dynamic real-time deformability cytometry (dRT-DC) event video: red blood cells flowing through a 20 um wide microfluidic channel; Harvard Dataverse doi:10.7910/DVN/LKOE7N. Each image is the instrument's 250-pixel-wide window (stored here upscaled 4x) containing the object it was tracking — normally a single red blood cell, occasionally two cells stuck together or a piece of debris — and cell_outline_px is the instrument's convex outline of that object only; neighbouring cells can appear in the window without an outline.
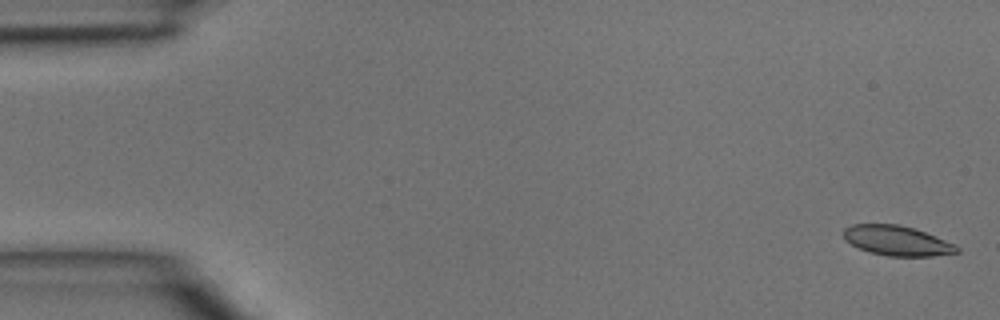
{"species": "common noctule bat (a hibernating species)", "species_latin": "Nyctalus noctula", "temperature_condition": "room temperature", "stored_images_in_passage": 4, "segment_of_instrument_passage": [2, 2], "camera_frame_rate_fps": 3000, "um_per_image_px": 0.085, "animal": {"sex": "male", "body_mass_g": 15.6}, "frame": {"image": 1, "passage_image": 4, "time_ms": 1.0, "image_size_px": [1000, 320], "cell_outline_px": [[960, 252], [932, 256], [888, 256], [868, 252], [844, 240], [844, 228], [852, 224], [900, 224], [924, 232], [956, 244], [960, 248]], "centroid_in_image_um": [76.25, 20.46], "position_along_channel_um": 8.7, "area_um2": 19.71}}